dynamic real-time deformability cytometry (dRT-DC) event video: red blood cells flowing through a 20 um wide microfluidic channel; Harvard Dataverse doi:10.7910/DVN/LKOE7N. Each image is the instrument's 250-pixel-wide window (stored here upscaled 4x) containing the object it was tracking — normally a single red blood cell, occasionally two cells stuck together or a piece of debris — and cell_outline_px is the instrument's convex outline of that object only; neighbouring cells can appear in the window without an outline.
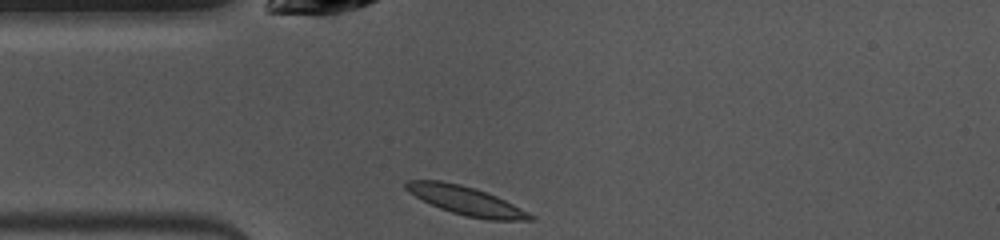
{"species": "common noctule bat (a hibernating species)", "species_latin": "Nyctalus noctula", "temperature_condition": "warm", "stored_images_in_passage": 16, "camera_frame_rate_fps": 3000, "um_per_image_px": 0.085, "animal": {"sex": "female", "body_mass_g": 10.0, "forearm_length_mm": 53.1}, "frame": {"image": 1, "passage_image": 1, "time_ms": 0.0, "image_size_px": [1000, 240], "cell_outline_px": [[536, 216], [532, 220], [488, 220], [468, 216], [452, 212], [440, 208], [408, 192], [404, 188], [404, 180], [440, 180], [460, 184], [476, 188], [496, 196]], "centroid_in_image_um": [39.59, 17.04], "position_along_channel_um": 45.4, "area_um2": 20.52}}
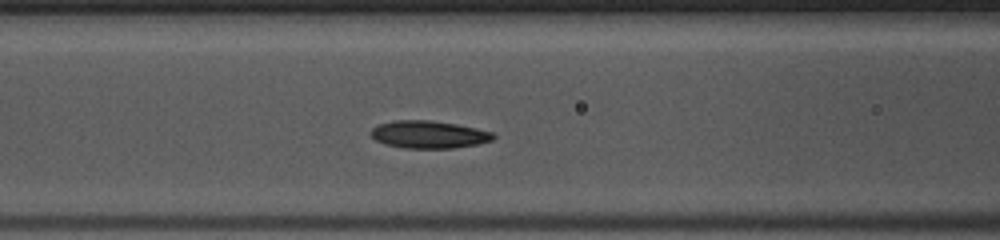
{"frame": {"image": 2, "passage_image": 8, "time_ms": 2.333, "image_size_px": [1000, 240], "cell_outline_px": [[496, 136], [492, 140], [480, 144], [452, 148], [404, 148], [388, 144], [376, 140], [368, 132], [372, 128], [380, 124], [392, 120], [428, 120], [456, 124], [476, 128], [492, 132]], "centroid_in_image_um": [36.45, 11.43], "position_along_channel_um": 130.1, "area_um2": 19.59}}
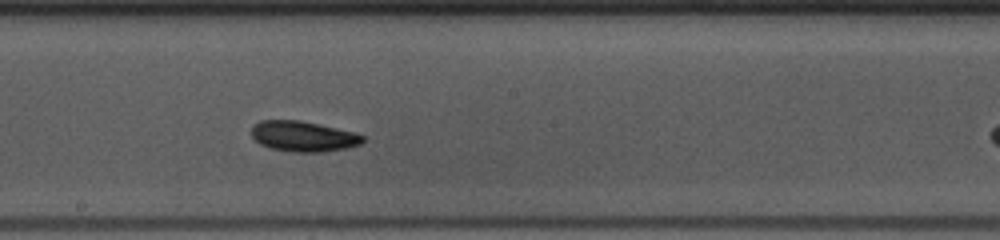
{"frame": {"image": 3, "passage_image": 15, "time_ms": 4.667, "image_size_px": [1000, 240], "cell_outline_px": [[364, 140], [360, 144], [348, 148], [320, 152], [292, 152], [268, 148], [260, 144], [252, 136], [252, 124], [260, 120], [300, 120], [356, 132], [364, 136]], "centroid_in_image_um": [25.77, 11.59], "position_along_channel_um": 222.4, "area_um2": 19.94}}